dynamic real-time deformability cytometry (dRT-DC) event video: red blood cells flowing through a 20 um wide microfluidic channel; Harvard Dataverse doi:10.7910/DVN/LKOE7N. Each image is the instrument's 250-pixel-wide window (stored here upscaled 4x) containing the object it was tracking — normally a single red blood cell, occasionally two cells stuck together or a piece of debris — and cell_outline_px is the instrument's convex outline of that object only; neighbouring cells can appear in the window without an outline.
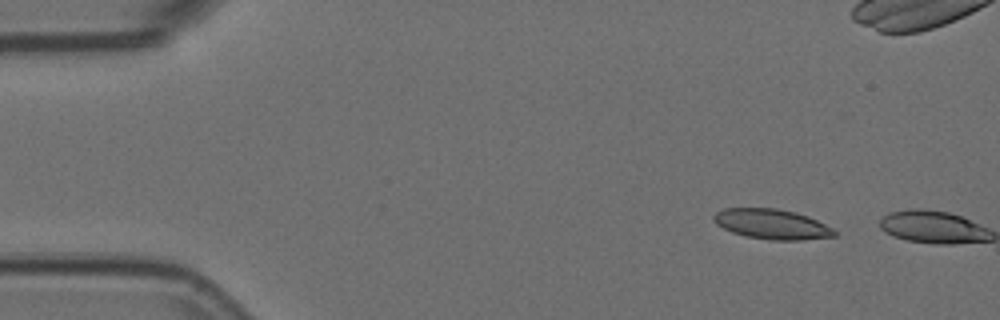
{"species": "Egyptian fruit bat (a non-hibernating species)", "species_latin": "Rousettus aegyptiacus", "temperature_condition": "room temperature", "stored_images_in_passage": 2, "camera_frame_rate_fps": 3000, "um_per_image_px": 0.085, "animal": {"sex": "female"}, "frame": {"image": 1, "passage_image": 1, "time_ms": 0.0, "image_size_px": [1000, 320], "cell_outline_px": [[836, 236], [804, 240], [772, 240], [744, 236], [732, 232], [716, 224], [712, 220], [712, 216], [716, 212], [724, 208], [776, 208], [796, 212], [808, 216], [832, 228], [836, 232]], "centroid_in_image_um": [65.59, 19.05], "position_along_channel_um": 19.4, "area_um2": 21.21}}